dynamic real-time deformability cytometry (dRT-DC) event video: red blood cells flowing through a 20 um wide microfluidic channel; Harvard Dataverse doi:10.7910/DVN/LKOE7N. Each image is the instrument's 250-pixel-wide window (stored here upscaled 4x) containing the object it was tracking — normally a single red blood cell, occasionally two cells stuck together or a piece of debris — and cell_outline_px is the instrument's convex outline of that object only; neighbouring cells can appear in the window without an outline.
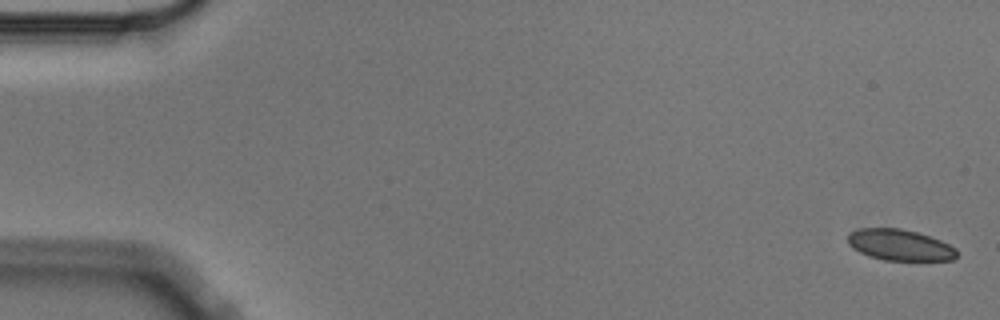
{"species": "Egyptian fruit bat (a non-hibernating species)", "species_latin": "Rousettus aegyptiacus", "temperature_condition": "cold", "stored_images_in_passage": 5, "camera_frame_rate_fps": 3000, "um_per_image_px": 0.085, "animal": {"sex": "male"}, "frame": {"image": 1, "passage_image": 1, "time_ms": 0.0, "image_size_px": [1000, 320], "cell_outline_px": [[956, 256], [952, 260], [884, 260], [868, 256], [852, 248], [848, 244], [848, 236], [852, 232], [860, 228], [900, 228], [916, 232], [940, 240], [956, 248]], "centroid_in_image_um": [76.46, 20.82], "position_along_channel_um": 8.5, "area_um2": 19.59}}